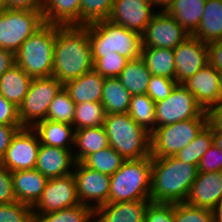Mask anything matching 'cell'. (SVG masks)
<instances>
[{
	"mask_svg": "<svg viewBox=\"0 0 222 222\" xmlns=\"http://www.w3.org/2000/svg\"><path fill=\"white\" fill-rule=\"evenodd\" d=\"M93 69L86 26L56 27L52 76L62 84Z\"/></svg>",
	"mask_w": 222,
	"mask_h": 222,
	"instance_id": "cell-1",
	"label": "cell"
},
{
	"mask_svg": "<svg viewBox=\"0 0 222 222\" xmlns=\"http://www.w3.org/2000/svg\"><path fill=\"white\" fill-rule=\"evenodd\" d=\"M198 173V167L174 156L152 158L150 201L185 202Z\"/></svg>",
	"mask_w": 222,
	"mask_h": 222,
	"instance_id": "cell-2",
	"label": "cell"
},
{
	"mask_svg": "<svg viewBox=\"0 0 222 222\" xmlns=\"http://www.w3.org/2000/svg\"><path fill=\"white\" fill-rule=\"evenodd\" d=\"M92 58L102 54H120L129 60L141 57L142 35L110 20L87 25Z\"/></svg>",
	"mask_w": 222,
	"mask_h": 222,
	"instance_id": "cell-3",
	"label": "cell"
},
{
	"mask_svg": "<svg viewBox=\"0 0 222 222\" xmlns=\"http://www.w3.org/2000/svg\"><path fill=\"white\" fill-rule=\"evenodd\" d=\"M152 157L125 160L110 176L109 203L150 200Z\"/></svg>",
	"mask_w": 222,
	"mask_h": 222,
	"instance_id": "cell-4",
	"label": "cell"
},
{
	"mask_svg": "<svg viewBox=\"0 0 222 222\" xmlns=\"http://www.w3.org/2000/svg\"><path fill=\"white\" fill-rule=\"evenodd\" d=\"M103 126L109 146L125 160L150 156L151 133L137 124L128 113L106 115Z\"/></svg>",
	"mask_w": 222,
	"mask_h": 222,
	"instance_id": "cell-5",
	"label": "cell"
},
{
	"mask_svg": "<svg viewBox=\"0 0 222 222\" xmlns=\"http://www.w3.org/2000/svg\"><path fill=\"white\" fill-rule=\"evenodd\" d=\"M57 24H44L15 53L16 64L32 78L51 77Z\"/></svg>",
	"mask_w": 222,
	"mask_h": 222,
	"instance_id": "cell-6",
	"label": "cell"
},
{
	"mask_svg": "<svg viewBox=\"0 0 222 222\" xmlns=\"http://www.w3.org/2000/svg\"><path fill=\"white\" fill-rule=\"evenodd\" d=\"M207 125V118H190L155 128L151 133L152 158L174 156Z\"/></svg>",
	"mask_w": 222,
	"mask_h": 222,
	"instance_id": "cell-7",
	"label": "cell"
},
{
	"mask_svg": "<svg viewBox=\"0 0 222 222\" xmlns=\"http://www.w3.org/2000/svg\"><path fill=\"white\" fill-rule=\"evenodd\" d=\"M44 24L42 11L5 8L0 13V48L16 53Z\"/></svg>",
	"mask_w": 222,
	"mask_h": 222,
	"instance_id": "cell-8",
	"label": "cell"
},
{
	"mask_svg": "<svg viewBox=\"0 0 222 222\" xmlns=\"http://www.w3.org/2000/svg\"><path fill=\"white\" fill-rule=\"evenodd\" d=\"M62 87L63 84L53 76L33 78L22 104L18 107L21 126L32 128L45 120L51 102Z\"/></svg>",
	"mask_w": 222,
	"mask_h": 222,
	"instance_id": "cell-9",
	"label": "cell"
},
{
	"mask_svg": "<svg viewBox=\"0 0 222 222\" xmlns=\"http://www.w3.org/2000/svg\"><path fill=\"white\" fill-rule=\"evenodd\" d=\"M156 128L190 118H207L195 96L183 84H177L164 100L155 103Z\"/></svg>",
	"mask_w": 222,
	"mask_h": 222,
	"instance_id": "cell-10",
	"label": "cell"
},
{
	"mask_svg": "<svg viewBox=\"0 0 222 222\" xmlns=\"http://www.w3.org/2000/svg\"><path fill=\"white\" fill-rule=\"evenodd\" d=\"M73 175L81 204L95 210L109 203L110 176L90 169L82 162H75Z\"/></svg>",
	"mask_w": 222,
	"mask_h": 222,
	"instance_id": "cell-11",
	"label": "cell"
},
{
	"mask_svg": "<svg viewBox=\"0 0 222 222\" xmlns=\"http://www.w3.org/2000/svg\"><path fill=\"white\" fill-rule=\"evenodd\" d=\"M80 204L76 181L72 174L48 179L40 199L32 207L33 214H45Z\"/></svg>",
	"mask_w": 222,
	"mask_h": 222,
	"instance_id": "cell-12",
	"label": "cell"
},
{
	"mask_svg": "<svg viewBox=\"0 0 222 222\" xmlns=\"http://www.w3.org/2000/svg\"><path fill=\"white\" fill-rule=\"evenodd\" d=\"M40 148L39 138L30 127L19 129L13 136L0 163L10 172L34 169Z\"/></svg>",
	"mask_w": 222,
	"mask_h": 222,
	"instance_id": "cell-13",
	"label": "cell"
},
{
	"mask_svg": "<svg viewBox=\"0 0 222 222\" xmlns=\"http://www.w3.org/2000/svg\"><path fill=\"white\" fill-rule=\"evenodd\" d=\"M190 35L166 11H158L142 34L143 48L175 49Z\"/></svg>",
	"mask_w": 222,
	"mask_h": 222,
	"instance_id": "cell-14",
	"label": "cell"
},
{
	"mask_svg": "<svg viewBox=\"0 0 222 222\" xmlns=\"http://www.w3.org/2000/svg\"><path fill=\"white\" fill-rule=\"evenodd\" d=\"M175 81L183 84L188 78L209 63L208 46L190 35L175 49Z\"/></svg>",
	"mask_w": 222,
	"mask_h": 222,
	"instance_id": "cell-15",
	"label": "cell"
},
{
	"mask_svg": "<svg viewBox=\"0 0 222 222\" xmlns=\"http://www.w3.org/2000/svg\"><path fill=\"white\" fill-rule=\"evenodd\" d=\"M149 0H114L108 20L142 35L158 12Z\"/></svg>",
	"mask_w": 222,
	"mask_h": 222,
	"instance_id": "cell-16",
	"label": "cell"
},
{
	"mask_svg": "<svg viewBox=\"0 0 222 222\" xmlns=\"http://www.w3.org/2000/svg\"><path fill=\"white\" fill-rule=\"evenodd\" d=\"M219 74L210 63L206 64L183 85L192 93L198 104L206 111L221 100Z\"/></svg>",
	"mask_w": 222,
	"mask_h": 222,
	"instance_id": "cell-17",
	"label": "cell"
},
{
	"mask_svg": "<svg viewBox=\"0 0 222 222\" xmlns=\"http://www.w3.org/2000/svg\"><path fill=\"white\" fill-rule=\"evenodd\" d=\"M222 201V171L198 172L186 203L198 208L212 210Z\"/></svg>",
	"mask_w": 222,
	"mask_h": 222,
	"instance_id": "cell-18",
	"label": "cell"
},
{
	"mask_svg": "<svg viewBox=\"0 0 222 222\" xmlns=\"http://www.w3.org/2000/svg\"><path fill=\"white\" fill-rule=\"evenodd\" d=\"M74 165L73 150L40 144L35 169L47 179L72 174Z\"/></svg>",
	"mask_w": 222,
	"mask_h": 222,
	"instance_id": "cell-19",
	"label": "cell"
},
{
	"mask_svg": "<svg viewBox=\"0 0 222 222\" xmlns=\"http://www.w3.org/2000/svg\"><path fill=\"white\" fill-rule=\"evenodd\" d=\"M150 200L107 203L94 210V222H144Z\"/></svg>",
	"mask_w": 222,
	"mask_h": 222,
	"instance_id": "cell-20",
	"label": "cell"
},
{
	"mask_svg": "<svg viewBox=\"0 0 222 222\" xmlns=\"http://www.w3.org/2000/svg\"><path fill=\"white\" fill-rule=\"evenodd\" d=\"M105 77L92 69L78 78L63 84L70 98L75 102H101Z\"/></svg>",
	"mask_w": 222,
	"mask_h": 222,
	"instance_id": "cell-21",
	"label": "cell"
},
{
	"mask_svg": "<svg viewBox=\"0 0 222 222\" xmlns=\"http://www.w3.org/2000/svg\"><path fill=\"white\" fill-rule=\"evenodd\" d=\"M11 173L16 200L33 207L40 199L48 179L35 168Z\"/></svg>",
	"mask_w": 222,
	"mask_h": 222,
	"instance_id": "cell-22",
	"label": "cell"
},
{
	"mask_svg": "<svg viewBox=\"0 0 222 222\" xmlns=\"http://www.w3.org/2000/svg\"><path fill=\"white\" fill-rule=\"evenodd\" d=\"M32 129L36 132L42 145L73 150L75 129L73 125L52 120L36 123Z\"/></svg>",
	"mask_w": 222,
	"mask_h": 222,
	"instance_id": "cell-23",
	"label": "cell"
},
{
	"mask_svg": "<svg viewBox=\"0 0 222 222\" xmlns=\"http://www.w3.org/2000/svg\"><path fill=\"white\" fill-rule=\"evenodd\" d=\"M73 157L83 162L90 154L109 147V140L103 125L75 130Z\"/></svg>",
	"mask_w": 222,
	"mask_h": 222,
	"instance_id": "cell-24",
	"label": "cell"
},
{
	"mask_svg": "<svg viewBox=\"0 0 222 222\" xmlns=\"http://www.w3.org/2000/svg\"><path fill=\"white\" fill-rule=\"evenodd\" d=\"M80 0H44L43 18L46 24L80 26Z\"/></svg>",
	"mask_w": 222,
	"mask_h": 222,
	"instance_id": "cell-25",
	"label": "cell"
},
{
	"mask_svg": "<svg viewBox=\"0 0 222 222\" xmlns=\"http://www.w3.org/2000/svg\"><path fill=\"white\" fill-rule=\"evenodd\" d=\"M32 79L21 67L15 64L0 77V94L16 107H19L28 92Z\"/></svg>",
	"mask_w": 222,
	"mask_h": 222,
	"instance_id": "cell-26",
	"label": "cell"
},
{
	"mask_svg": "<svg viewBox=\"0 0 222 222\" xmlns=\"http://www.w3.org/2000/svg\"><path fill=\"white\" fill-rule=\"evenodd\" d=\"M193 36L207 45L222 39V0H206L202 19Z\"/></svg>",
	"mask_w": 222,
	"mask_h": 222,
	"instance_id": "cell-27",
	"label": "cell"
},
{
	"mask_svg": "<svg viewBox=\"0 0 222 222\" xmlns=\"http://www.w3.org/2000/svg\"><path fill=\"white\" fill-rule=\"evenodd\" d=\"M206 0H174L167 13L181 25L189 35H193L203 16Z\"/></svg>",
	"mask_w": 222,
	"mask_h": 222,
	"instance_id": "cell-28",
	"label": "cell"
},
{
	"mask_svg": "<svg viewBox=\"0 0 222 222\" xmlns=\"http://www.w3.org/2000/svg\"><path fill=\"white\" fill-rule=\"evenodd\" d=\"M132 95L121 84L118 77H106L101 103L106 114L128 113Z\"/></svg>",
	"mask_w": 222,
	"mask_h": 222,
	"instance_id": "cell-29",
	"label": "cell"
},
{
	"mask_svg": "<svg viewBox=\"0 0 222 222\" xmlns=\"http://www.w3.org/2000/svg\"><path fill=\"white\" fill-rule=\"evenodd\" d=\"M150 77V71L141 57L129 60L118 76L121 84L132 96L147 93Z\"/></svg>",
	"mask_w": 222,
	"mask_h": 222,
	"instance_id": "cell-30",
	"label": "cell"
},
{
	"mask_svg": "<svg viewBox=\"0 0 222 222\" xmlns=\"http://www.w3.org/2000/svg\"><path fill=\"white\" fill-rule=\"evenodd\" d=\"M141 58L144 60L150 74L175 80V58L173 49L142 48Z\"/></svg>",
	"mask_w": 222,
	"mask_h": 222,
	"instance_id": "cell-31",
	"label": "cell"
},
{
	"mask_svg": "<svg viewBox=\"0 0 222 222\" xmlns=\"http://www.w3.org/2000/svg\"><path fill=\"white\" fill-rule=\"evenodd\" d=\"M128 114L149 133L155 130V102L147 94L133 95L131 97Z\"/></svg>",
	"mask_w": 222,
	"mask_h": 222,
	"instance_id": "cell-32",
	"label": "cell"
},
{
	"mask_svg": "<svg viewBox=\"0 0 222 222\" xmlns=\"http://www.w3.org/2000/svg\"><path fill=\"white\" fill-rule=\"evenodd\" d=\"M34 222H94V210L87 205L78 204L45 214H33Z\"/></svg>",
	"mask_w": 222,
	"mask_h": 222,
	"instance_id": "cell-33",
	"label": "cell"
},
{
	"mask_svg": "<svg viewBox=\"0 0 222 222\" xmlns=\"http://www.w3.org/2000/svg\"><path fill=\"white\" fill-rule=\"evenodd\" d=\"M106 110L101 102L76 104L73 126L75 130L104 125Z\"/></svg>",
	"mask_w": 222,
	"mask_h": 222,
	"instance_id": "cell-34",
	"label": "cell"
},
{
	"mask_svg": "<svg viewBox=\"0 0 222 222\" xmlns=\"http://www.w3.org/2000/svg\"><path fill=\"white\" fill-rule=\"evenodd\" d=\"M124 162L125 159L109 146L90 154L82 163L90 169L112 176Z\"/></svg>",
	"mask_w": 222,
	"mask_h": 222,
	"instance_id": "cell-35",
	"label": "cell"
},
{
	"mask_svg": "<svg viewBox=\"0 0 222 222\" xmlns=\"http://www.w3.org/2000/svg\"><path fill=\"white\" fill-rule=\"evenodd\" d=\"M212 144V130L206 125L196 138L190 144L179 150L174 157L185 163L193 164L198 167L202 156Z\"/></svg>",
	"mask_w": 222,
	"mask_h": 222,
	"instance_id": "cell-36",
	"label": "cell"
},
{
	"mask_svg": "<svg viewBox=\"0 0 222 222\" xmlns=\"http://www.w3.org/2000/svg\"><path fill=\"white\" fill-rule=\"evenodd\" d=\"M75 108V102L70 98L64 87H62L49 106L46 120L73 125Z\"/></svg>",
	"mask_w": 222,
	"mask_h": 222,
	"instance_id": "cell-37",
	"label": "cell"
},
{
	"mask_svg": "<svg viewBox=\"0 0 222 222\" xmlns=\"http://www.w3.org/2000/svg\"><path fill=\"white\" fill-rule=\"evenodd\" d=\"M114 0H80V26L109 19Z\"/></svg>",
	"mask_w": 222,
	"mask_h": 222,
	"instance_id": "cell-38",
	"label": "cell"
},
{
	"mask_svg": "<svg viewBox=\"0 0 222 222\" xmlns=\"http://www.w3.org/2000/svg\"><path fill=\"white\" fill-rule=\"evenodd\" d=\"M93 69L103 77H118L129 59L120 54H102V58H92Z\"/></svg>",
	"mask_w": 222,
	"mask_h": 222,
	"instance_id": "cell-39",
	"label": "cell"
},
{
	"mask_svg": "<svg viewBox=\"0 0 222 222\" xmlns=\"http://www.w3.org/2000/svg\"><path fill=\"white\" fill-rule=\"evenodd\" d=\"M174 222H214L212 210L198 208L186 202L174 204Z\"/></svg>",
	"mask_w": 222,
	"mask_h": 222,
	"instance_id": "cell-40",
	"label": "cell"
},
{
	"mask_svg": "<svg viewBox=\"0 0 222 222\" xmlns=\"http://www.w3.org/2000/svg\"><path fill=\"white\" fill-rule=\"evenodd\" d=\"M0 222H34L32 207L18 201L1 204Z\"/></svg>",
	"mask_w": 222,
	"mask_h": 222,
	"instance_id": "cell-41",
	"label": "cell"
},
{
	"mask_svg": "<svg viewBox=\"0 0 222 222\" xmlns=\"http://www.w3.org/2000/svg\"><path fill=\"white\" fill-rule=\"evenodd\" d=\"M177 84L173 79L151 74L146 94L156 103L166 99Z\"/></svg>",
	"mask_w": 222,
	"mask_h": 222,
	"instance_id": "cell-42",
	"label": "cell"
},
{
	"mask_svg": "<svg viewBox=\"0 0 222 222\" xmlns=\"http://www.w3.org/2000/svg\"><path fill=\"white\" fill-rule=\"evenodd\" d=\"M144 222H174V203L150 202Z\"/></svg>",
	"mask_w": 222,
	"mask_h": 222,
	"instance_id": "cell-43",
	"label": "cell"
},
{
	"mask_svg": "<svg viewBox=\"0 0 222 222\" xmlns=\"http://www.w3.org/2000/svg\"><path fill=\"white\" fill-rule=\"evenodd\" d=\"M222 171V149L212 144L202 156L198 172H218Z\"/></svg>",
	"mask_w": 222,
	"mask_h": 222,
	"instance_id": "cell-44",
	"label": "cell"
},
{
	"mask_svg": "<svg viewBox=\"0 0 222 222\" xmlns=\"http://www.w3.org/2000/svg\"><path fill=\"white\" fill-rule=\"evenodd\" d=\"M15 201L12 173L0 163V205Z\"/></svg>",
	"mask_w": 222,
	"mask_h": 222,
	"instance_id": "cell-45",
	"label": "cell"
},
{
	"mask_svg": "<svg viewBox=\"0 0 222 222\" xmlns=\"http://www.w3.org/2000/svg\"><path fill=\"white\" fill-rule=\"evenodd\" d=\"M0 124L8 126H21L18 117V107L6 100L0 94Z\"/></svg>",
	"mask_w": 222,
	"mask_h": 222,
	"instance_id": "cell-46",
	"label": "cell"
},
{
	"mask_svg": "<svg viewBox=\"0 0 222 222\" xmlns=\"http://www.w3.org/2000/svg\"><path fill=\"white\" fill-rule=\"evenodd\" d=\"M207 126L212 131H222V99L206 111Z\"/></svg>",
	"mask_w": 222,
	"mask_h": 222,
	"instance_id": "cell-47",
	"label": "cell"
},
{
	"mask_svg": "<svg viewBox=\"0 0 222 222\" xmlns=\"http://www.w3.org/2000/svg\"><path fill=\"white\" fill-rule=\"evenodd\" d=\"M8 9L42 11L44 0H4Z\"/></svg>",
	"mask_w": 222,
	"mask_h": 222,
	"instance_id": "cell-48",
	"label": "cell"
},
{
	"mask_svg": "<svg viewBox=\"0 0 222 222\" xmlns=\"http://www.w3.org/2000/svg\"><path fill=\"white\" fill-rule=\"evenodd\" d=\"M23 128L22 126H8L0 124V161L9 147L13 136Z\"/></svg>",
	"mask_w": 222,
	"mask_h": 222,
	"instance_id": "cell-49",
	"label": "cell"
},
{
	"mask_svg": "<svg viewBox=\"0 0 222 222\" xmlns=\"http://www.w3.org/2000/svg\"><path fill=\"white\" fill-rule=\"evenodd\" d=\"M207 46L209 63L218 71L222 70V39Z\"/></svg>",
	"mask_w": 222,
	"mask_h": 222,
	"instance_id": "cell-50",
	"label": "cell"
},
{
	"mask_svg": "<svg viewBox=\"0 0 222 222\" xmlns=\"http://www.w3.org/2000/svg\"><path fill=\"white\" fill-rule=\"evenodd\" d=\"M16 64L15 53L0 48V77L13 65Z\"/></svg>",
	"mask_w": 222,
	"mask_h": 222,
	"instance_id": "cell-51",
	"label": "cell"
},
{
	"mask_svg": "<svg viewBox=\"0 0 222 222\" xmlns=\"http://www.w3.org/2000/svg\"><path fill=\"white\" fill-rule=\"evenodd\" d=\"M155 10L167 11V9L172 5L174 0H149ZM158 8H157V7ZM156 7V8H155Z\"/></svg>",
	"mask_w": 222,
	"mask_h": 222,
	"instance_id": "cell-52",
	"label": "cell"
},
{
	"mask_svg": "<svg viewBox=\"0 0 222 222\" xmlns=\"http://www.w3.org/2000/svg\"><path fill=\"white\" fill-rule=\"evenodd\" d=\"M214 222H222V201H220L213 209Z\"/></svg>",
	"mask_w": 222,
	"mask_h": 222,
	"instance_id": "cell-53",
	"label": "cell"
},
{
	"mask_svg": "<svg viewBox=\"0 0 222 222\" xmlns=\"http://www.w3.org/2000/svg\"><path fill=\"white\" fill-rule=\"evenodd\" d=\"M213 144L222 149V131H212Z\"/></svg>",
	"mask_w": 222,
	"mask_h": 222,
	"instance_id": "cell-54",
	"label": "cell"
},
{
	"mask_svg": "<svg viewBox=\"0 0 222 222\" xmlns=\"http://www.w3.org/2000/svg\"><path fill=\"white\" fill-rule=\"evenodd\" d=\"M218 74H219V80H220L219 88H220V91H221V99H222V70H219Z\"/></svg>",
	"mask_w": 222,
	"mask_h": 222,
	"instance_id": "cell-55",
	"label": "cell"
},
{
	"mask_svg": "<svg viewBox=\"0 0 222 222\" xmlns=\"http://www.w3.org/2000/svg\"><path fill=\"white\" fill-rule=\"evenodd\" d=\"M6 8L4 0H0V13Z\"/></svg>",
	"mask_w": 222,
	"mask_h": 222,
	"instance_id": "cell-56",
	"label": "cell"
}]
</instances>
